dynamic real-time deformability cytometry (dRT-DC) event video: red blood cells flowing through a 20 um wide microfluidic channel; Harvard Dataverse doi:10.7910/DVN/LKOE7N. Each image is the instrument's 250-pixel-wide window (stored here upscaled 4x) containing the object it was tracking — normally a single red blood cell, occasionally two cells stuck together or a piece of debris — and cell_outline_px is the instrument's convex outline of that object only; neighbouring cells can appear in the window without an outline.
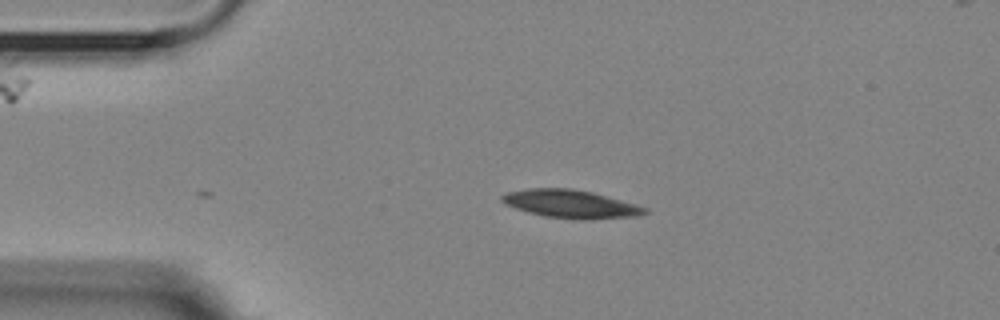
{"species": "Egyptian fruit bat (a non-hibernating species)", "species_latin": "Rousettus aegyptiacus", "temperature_condition": "room temperature", "stored_images_in_passage": 5, "camera_frame_rate_fps": 3000, "um_per_image_px": 0.085, "animal": {"sex": "female"}, "frame": {"image": 1, "passage_image": 5, "time_ms": 1.333, "image_size_px": [1000, 320], "cell_outline_px": [[648, 212], [640, 216], [544, 216], [528, 212], [504, 204], [500, 200], [500, 196], [508, 192], [528, 188], [572, 188], [592, 192], [636, 204], [648, 208]], "centroid_in_image_um": [48.42, 17.27], "position_along_channel_um": 36.6, "area_um2": 22.14}}